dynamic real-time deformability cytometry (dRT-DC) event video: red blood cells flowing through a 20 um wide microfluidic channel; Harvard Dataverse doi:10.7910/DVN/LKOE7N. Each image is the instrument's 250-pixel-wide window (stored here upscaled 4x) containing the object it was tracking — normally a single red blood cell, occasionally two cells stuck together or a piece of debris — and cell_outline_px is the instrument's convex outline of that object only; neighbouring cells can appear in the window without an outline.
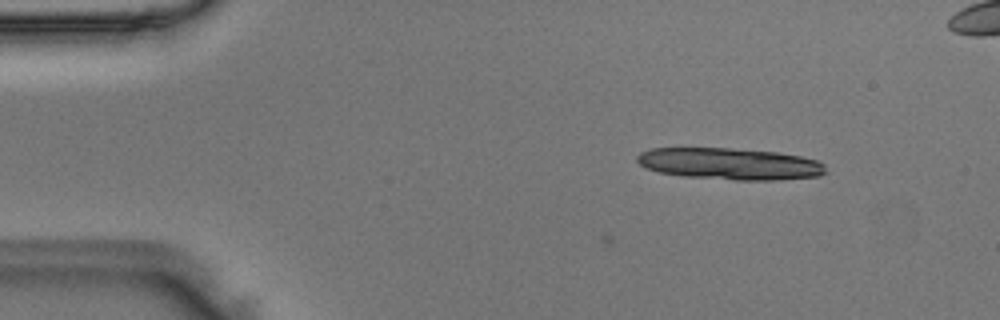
{"species": "Egyptian fruit bat (a non-hibernating species)", "species_latin": "Rousettus aegyptiacus", "temperature_condition": "room temperature", "stored_images_in_passage": 3, "camera_frame_rate_fps": 3000, "um_per_image_px": 0.085, "animal": {"sex": "male"}, "frame": {"image": 1, "passage_image": 1, "time_ms": 0.0, "image_size_px": [1000, 320], "cell_outline_px": [[824, 172], [820, 176], [776, 180], [736, 180], [684, 176], [660, 172], [648, 168], [640, 164], [636, 160], [636, 156], [640, 152], [652, 148], [728, 148], [776, 152], [800, 156], [816, 160], [824, 164]], "centroid_in_image_um": [62.02, 13.92], "position_along_channel_um": 23.0, "area_um2": 34.62}}